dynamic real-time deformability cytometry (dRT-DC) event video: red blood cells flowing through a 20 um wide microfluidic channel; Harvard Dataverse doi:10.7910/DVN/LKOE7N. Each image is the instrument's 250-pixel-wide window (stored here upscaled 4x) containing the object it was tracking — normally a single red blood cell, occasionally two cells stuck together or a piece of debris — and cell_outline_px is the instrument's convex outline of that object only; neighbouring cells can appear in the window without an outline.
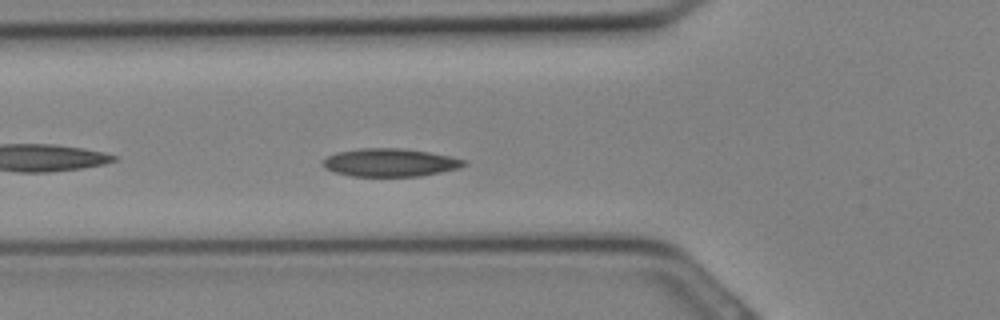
{"species": "Egyptian fruit bat (a non-hibernating species)", "species_latin": "Rousettus aegyptiacus", "temperature_condition": "cold", "stored_images_in_passage": 19, "camera_frame_rate_fps": 3000, "um_per_image_px": 0.085, "animal": {"sex": "female"}, "frame": {"image": 1, "passage_image": 11, "time_ms": 3.333, "image_size_px": [1000, 320], "cell_outline_px": [[464, 164], [456, 168], [420, 176], [352, 176], [336, 172], [324, 168], [324, 160], [328, 156], [336, 152], [360, 148], [400, 148], [428, 152], [448, 156], [464, 160]], "centroid_in_image_um": [33.09, 13.81], "position_along_channel_um": 92.7, "area_um2": 22.54}}
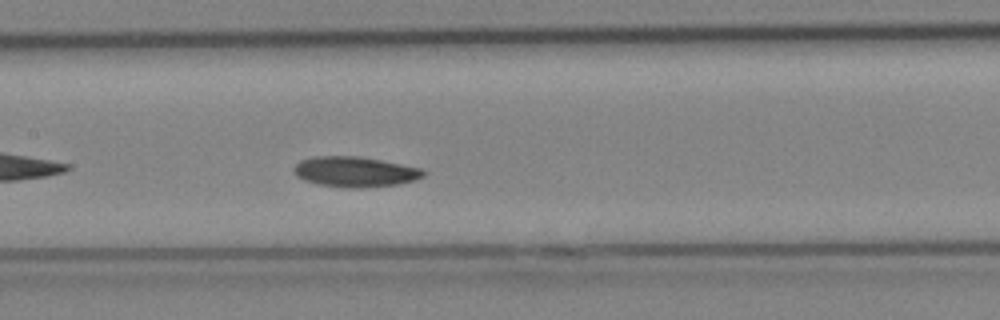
{"frame": {"image": 2, "passage_image": 15, "time_ms": 4.667, "image_size_px": [1000, 320], "cell_outline_px": [[428, 172], [424, 176], [416, 180], [396, 184], [360, 188], [352, 188], [316, 184], [304, 180], [296, 176], [292, 168], [300, 160], [316, 156], [356, 156], [380, 160], [424, 168]], "centroid_in_image_um": [30.19, 14.6], "position_along_channel_um": 177.2, "area_um2": 23.0}}
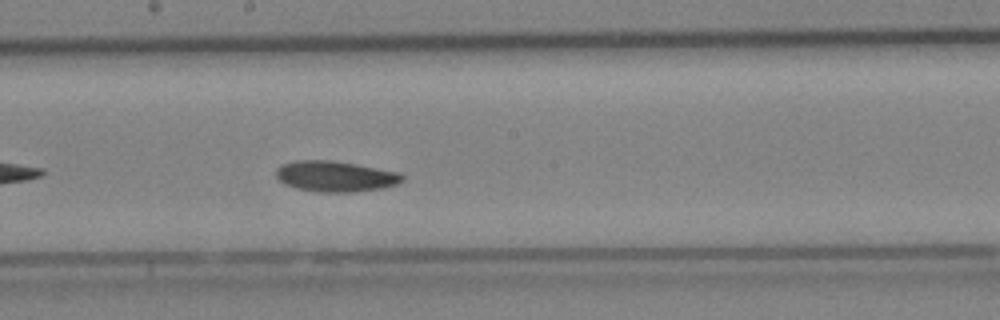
{"frame": {"image": 3, "passage_image": 17, "time_ms": 5.333, "image_size_px": [1000, 320], "cell_outline_px": [[404, 180], [396, 184], [384, 188], [352, 192], [320, 192], [296, 188], [284, 184], [276, 176], [276, 168], [280, 164], [296, 160], [332, 160], [400, 172], [404, 176]], "centroid_in_image_um": [28.5, 14.98], "position_along_channel_um": 219.7, "area_um2": 22.72}}